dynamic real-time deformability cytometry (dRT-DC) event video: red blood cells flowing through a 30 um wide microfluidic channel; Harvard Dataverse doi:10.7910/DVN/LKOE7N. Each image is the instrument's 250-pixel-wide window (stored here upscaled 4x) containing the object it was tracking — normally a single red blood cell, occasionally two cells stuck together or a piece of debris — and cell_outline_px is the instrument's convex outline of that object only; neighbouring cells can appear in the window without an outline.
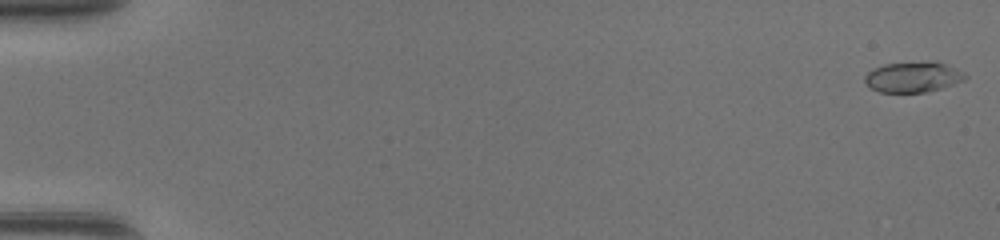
{"species": "common noctule bat (a hibernating species)", "species_latin": "Nyctalus noctula", "temperature_condition": "warm", "stored_images_in_passage": 47, "camera_frame_rate_fps": 3000, "um_per_image_px": 0.085, "animal": {"sex": "female", "body_mass_g": 17.0, "forearm_length_mm": 48.0}, "frame": {"image": 1, "passage_image": 1, "time_ms": 0.0, "image_size_px": [1000, 240], "cell_outline_px": [[968, 76], [964, 80], [940, 88], [924, 92], [880, 92], [872, 88], [864, 80], [864, 76], [872, 68], [884, 64], [924, 60], [944, 64], [956, 68], [964, 72]], "centroid_in_image_um": [77.6, 6.52], "position_along_channel_um": 7.4, "area_um2": 17.86}}
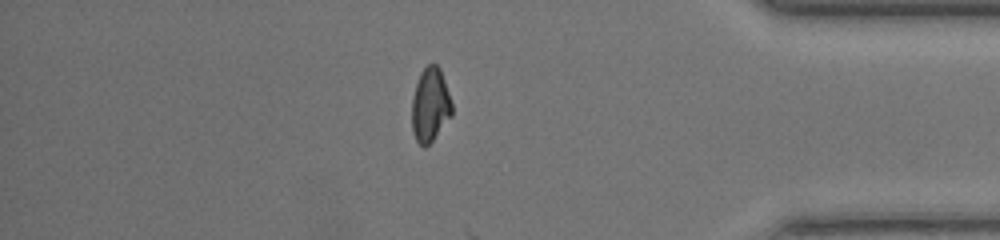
{"frame": {"image": 2, "passage_image": 41, "time_ms": 13.333, "image_size_px": [1000, 240], "cell_outline_px": [[452, 116], [432, 140], [424, 148], [416, 140], [412, 132], [412, 100], [416, 84], [420, 72], [428, 64], [436, 64], [440, 68], [452, 104]], "centroid_in_image_um": [36.56, 8.92], "position_along_channel_um": 398.6, "area_um2": 17.17}}
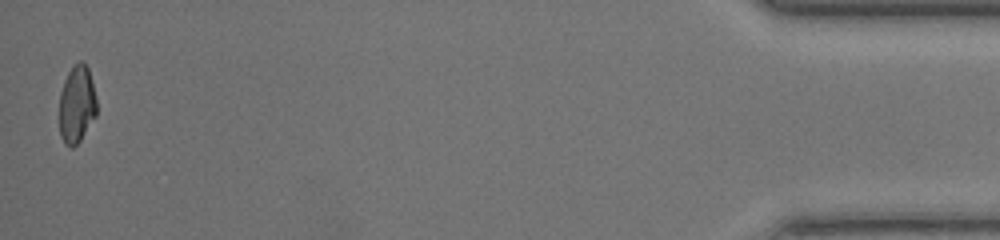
{"frame": {"image": 3, "passage_image": 47, "time_ms": 15.333, "image_size_px": [1000, 240], "cell_outline_px": [[96, 116], [80, 140], [72, 148], [60, 136], [60, 92], [64, 80], [68, 72], [80, 60], [88, 68], [96, 100]], "centroid_in_image_um": [6.52, 8.87], "position_along_channel_um": 428.7, "area_um2": 16.47}}